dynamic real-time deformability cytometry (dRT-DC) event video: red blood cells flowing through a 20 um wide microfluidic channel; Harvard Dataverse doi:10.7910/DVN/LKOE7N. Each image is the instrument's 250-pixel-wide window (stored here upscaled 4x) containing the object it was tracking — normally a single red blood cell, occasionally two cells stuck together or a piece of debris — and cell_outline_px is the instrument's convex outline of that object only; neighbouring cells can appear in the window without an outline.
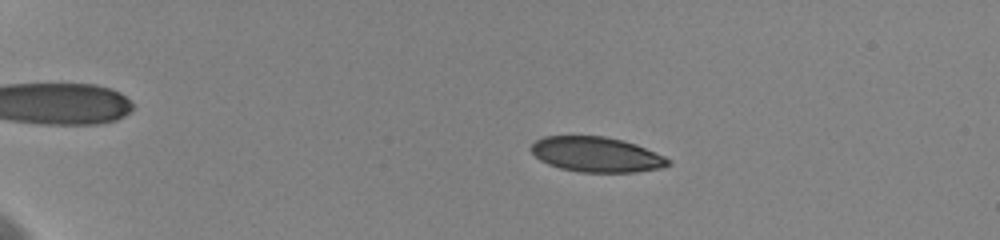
{"species": "human", "species_latin": "Homo sapiens", "temperature_condition": "cold", "stored_images_in_passage": 28, "camera_frame_rate_fps": 3000, "um_per_image_px": 0.085, "donor": {"sex": "female"}, "frame": {"image": 1, "passage_image": 9, "time_ms": 4.333, "image_size_px": [1000, 240], "cell_outline_px": [[672, 164], [660, 168], [636, 172], [580, 172], [560, 168], [548, 164], [540, 160], [532, 152], [532, 144], [536, 140], [544, 136], [604, 136], [624, 140], [636, 144], [664, 156], [672, 160]], "centroid_in_image_um": [50.73, 13.13], "position_along_channel_um": 34.3, "area_um2": 28.03}}
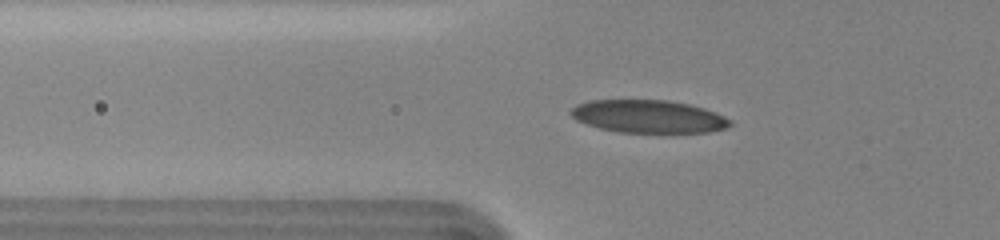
{"frame": {"image": 2, "passage_image": 21, "time_ms": 7.667, "image_size_px": [1000, 240], "cell_outline_px": [[732, 124], [728, 128], [708, 132], [620, 132], [600, 128], [576, 120], [568, 112], [576, 104], [588, 100], [668, 100], [688, 104], [704, 108], [716, 112], [732, 120]], "centroid_in_image_um": [55.13, 9.89], "position_along_channel_um": 70.7, "area_um2": 30.52}}
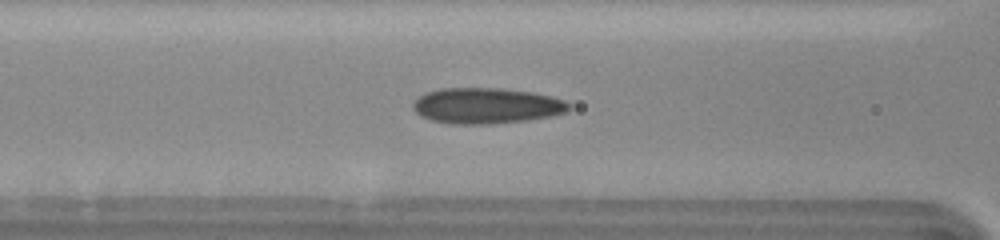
{"frame": {"image": 3, "passage_image": 24, "time_ms": 9.333, "image_size_px": [1000, 240], "cell_outline_px": [[572, 108], [564, 112], [552, 116], [524, 120], [484, 124], [452, 124], [432, 120], [420, 116], [412, 108], [412, 104], [420, 96], [428, 92], [440, 88], [500, 88], [532, 92], [564, 100], [572, 104]], "centroid_in_image_um": [41.34, 8.98], "position_along_channel_um": 125.3, "area_um2": 32.31}}